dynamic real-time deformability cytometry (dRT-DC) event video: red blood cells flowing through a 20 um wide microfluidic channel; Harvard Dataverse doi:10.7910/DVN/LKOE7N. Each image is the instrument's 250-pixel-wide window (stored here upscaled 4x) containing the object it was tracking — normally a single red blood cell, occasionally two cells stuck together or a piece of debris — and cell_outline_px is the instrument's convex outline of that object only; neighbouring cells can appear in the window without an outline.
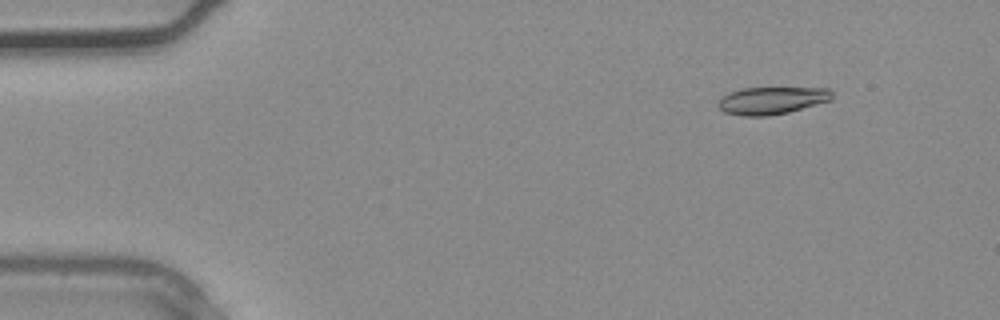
{"species": "common noctule bat (a hibernating species)", "species_latin": "Nyctalus noctula", "temperature_condition": "warm", "stored_images_in_passage": 4, "segment_of_instrument_passage": [2, 2], "camera_frame_rate_fps": 3000, "um_per_image_px": 0.085, "animal": {"sex": "male", "body_mass_g": 20.4}, "frame": {"image": 1, "passage_image": 4, "time_ms": 1.0, "image_size_px": [1000, 320], "cell_outline_px": [[832, 100], [788, 112], [768, 116], [744, 116], [724, 112], [716, 104], [720, 96], [728, 92], [740, 88], [828, 88], [832, 92]], "centroid_in_image_um": [65.55, 8.54], "position_along_channel_um": 19.5, "area_um2": 18.32}}